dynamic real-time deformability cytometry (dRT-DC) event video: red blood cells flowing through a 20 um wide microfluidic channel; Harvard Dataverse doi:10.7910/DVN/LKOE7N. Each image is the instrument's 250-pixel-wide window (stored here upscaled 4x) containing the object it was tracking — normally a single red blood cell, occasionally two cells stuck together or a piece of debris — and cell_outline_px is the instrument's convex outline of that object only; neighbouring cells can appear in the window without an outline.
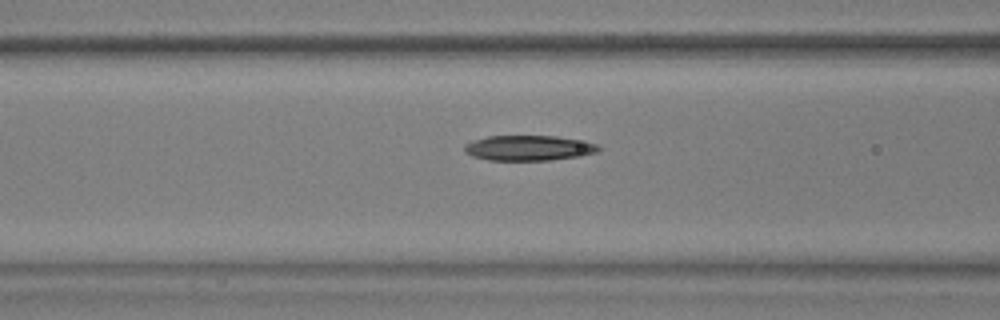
{"species": "common noctule bat (a hibernating species)", "species_latin": "Nyctalus noctula", "temperature_condition": "warm", "stored_images_in_passage": 53, "camera_frame_rate_fps": 3000, "um_per_image_px": 0.085, "animal": {"sex": "male", "body_mass_g": 17.9, "forearm_length_mm": 54.2}, "frame": {"image": 1, "passage_image": 23, "time_ms": 7.333, "image_size_px": [1000, 320], "cell_outline_px": [[600, 152], [580, 156], [548, 160], [488, 160], [472, 156], [464, 152], [464, 144], [472, 140], [488, 136], [556, 136], [596, 144], [600, 148]], "centroid_in_image_um": [44.89, 12.58], "position_along_channel_um": 121.7, "area_um2": 19.65}}
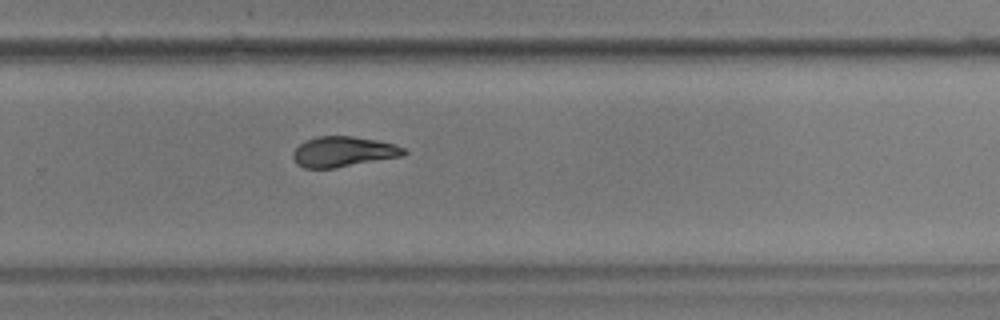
{"frame": {"image": 2, "passage_image": 38, "time_ms": 12.333, "image_size_px": [1000, 320], "cell_outline_px": [[408, 152], [404, 156], [332, 168], [304, 168], [296, 164], [292, 156], [292, 152], [304, 140], [316, 136], [352, 136], [376, 140], [392, 144], [404, 148]], "centroid_in_image_um": [29.15, 12.89], "position_along_channel_um": 300.7, "area_um2": 19.59}}
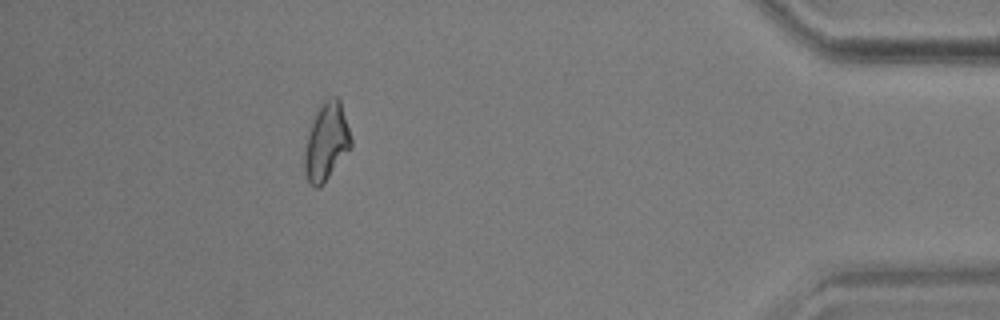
{"frame": {"image": 3, "passage_image": 51, "time_ms": 16.667, "image_size_px": [1000, 320], "cell_outline_px": [[352, 148], [324, 184], [316, 188], [308, 180], [304, 172], [304, 156], [312, 116], [320, 100], [328, 96], [336, 96], [340, 100], [352, 140]], "centroid_in_image_um": [27.75, 12.0], "position_along_channel_um": 407.5, "area_um2": 21.5}}